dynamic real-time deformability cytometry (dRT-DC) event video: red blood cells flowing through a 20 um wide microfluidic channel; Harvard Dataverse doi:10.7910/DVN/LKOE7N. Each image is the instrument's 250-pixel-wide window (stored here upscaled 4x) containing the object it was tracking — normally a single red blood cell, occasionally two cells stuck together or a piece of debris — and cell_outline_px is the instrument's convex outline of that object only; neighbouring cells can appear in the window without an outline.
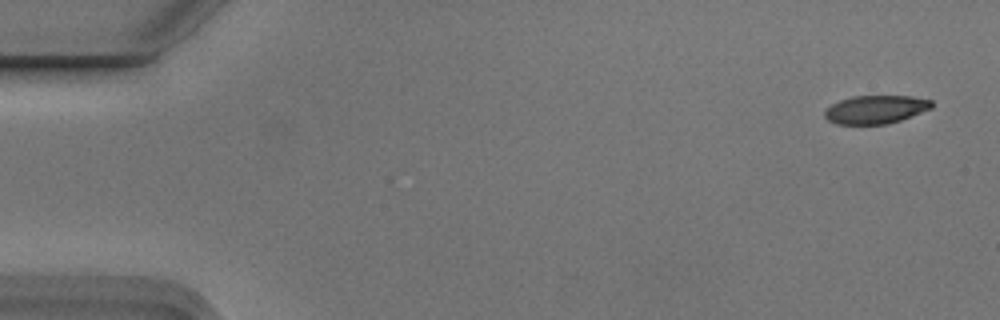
{"species": "Egyptian fruit bat (a non-hibernating species)", "species_latin": "Rousettus aegyptiacus", "temperature_condition": "cold", "stored_images_in_passage": 5, "segment_of_instrument_passage": [1, 2], "camera_frame_rate_fps": 3000, "um_per_image_px": 0.085, "animal": {"sex": "male"}, "frame": {"image": 1, "passage_image": 1, "time_ms": 0.0, "image_size_px": [1000, 320], "cell_outline_px": [[932, 108], [900, 120], [888, 124], [836, 124], [828, 120], [824, 116], [824, 112], [832, 104], [840, 100], [852, 96], [912, 96], [932, 100]], "centroid_in_image_um": [74.43, 9.3], "position_along_channel_um": 10.6, "area_um2": 17.57}}